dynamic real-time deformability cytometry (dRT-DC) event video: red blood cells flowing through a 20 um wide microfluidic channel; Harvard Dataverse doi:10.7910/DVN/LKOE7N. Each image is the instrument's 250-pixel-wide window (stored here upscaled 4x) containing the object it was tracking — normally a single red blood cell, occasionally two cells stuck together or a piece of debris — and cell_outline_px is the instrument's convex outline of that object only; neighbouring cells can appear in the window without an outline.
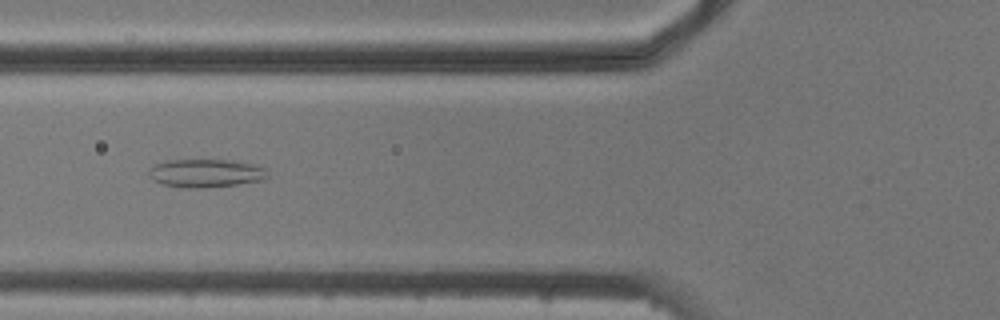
{"species": "common noctule bat (a hibernating species)", "species_latin": "Nyctalus noctula", "temperature_condition": "cold", "stored_images_in_passage": 7, "camera_frame_rate_fps": 3000, "um_per_image_px": 0.085, "animal": {"sex": "male", "body_mass_g": 20.5, "forearm_length_mm": 52.5}, "frame": {"image": 1, "passage_image": 5, "time_ms": 5.333, "image_size_px": [1000, 320], "cell_outline_px": [[268, 176], [264, 180], [236, 184], [204, 188], [184, 188], [164, 184], [148, 176], [148, 172], [156, 164], [164, 160], [232, 160], [252, 164], [264, 168]], "centroid_in_image_um": [17.49, 14.72], "position_along_channel_um": 108.3, "area_um2": 19.36}}